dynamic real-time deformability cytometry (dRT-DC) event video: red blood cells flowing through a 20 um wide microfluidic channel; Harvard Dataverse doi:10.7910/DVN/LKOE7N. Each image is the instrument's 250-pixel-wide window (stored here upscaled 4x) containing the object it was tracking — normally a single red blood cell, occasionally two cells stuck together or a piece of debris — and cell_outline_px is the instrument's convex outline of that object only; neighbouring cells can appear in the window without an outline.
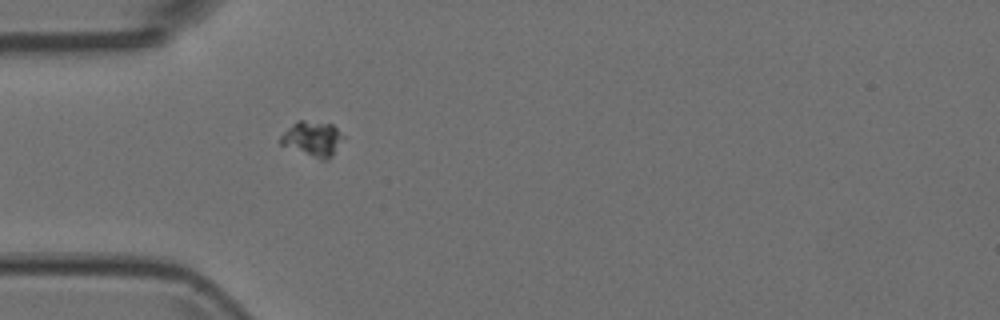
{"species": "Egyptian fruit bat (a non-hibernating species)", "species_latin": "Rousettus aegyptiacus", "temperature_condition": "room temperature", "stored_images_in_passage": 1, "camera_frame_rate_fps": 3000, "um_per_image_px": 0.085, "animal": {"sex": "female"}, "frame": {"image": 1, "passage_image": 1, "time_ms": 0.0, "image_size_px": [1000, 320], "cell_outline_px": [[344, 136], [332, 152], [324, 160], [320, 160], [280, 144], [280, 136], [296, 120], [304, 120], [332, 124]], "centroid_in_image_um": [26.51, 11.76], "position_along_channel_um": 58.5, "area_um2": 12.37}}